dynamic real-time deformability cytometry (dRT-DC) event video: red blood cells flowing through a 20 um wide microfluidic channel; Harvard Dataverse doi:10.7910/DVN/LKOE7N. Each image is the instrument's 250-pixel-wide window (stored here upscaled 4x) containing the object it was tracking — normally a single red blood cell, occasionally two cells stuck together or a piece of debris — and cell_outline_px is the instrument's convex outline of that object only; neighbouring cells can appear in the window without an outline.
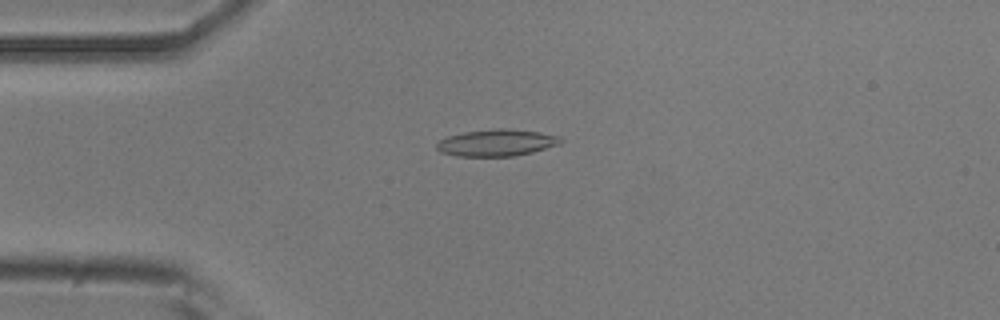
{"species": "common noctule bat (a hibernating species)", "species_latin": "Nyctalus noctula", "temperature_condition": "room temperature", "stored_images_in_passage": 52, "camera_frame_rate_fps": 3000, "um_per_image_px": 0.085, "animal": {"sex": "male", "body_mass_g": 20.5, "forearm_length_mm": 52.5}, "frame": {"image": 1, "passage_image": 13, "time_ms": 4.0, "image_size_px": [1000, 320], "cell_outline_px": [[564, 140], [560, 144], [532, 152], [512, 156], [456, 156], [440, 152], [436, 148], [436, 144], [440, 140], [448, 136], [464, 132], [496, 128], [508, 128], [540, 132], [560, 136]], "centroid_in_image_um": [42.23, 12.12], "position_along_channel_um": 42.8, "area_um2": 19.42}}
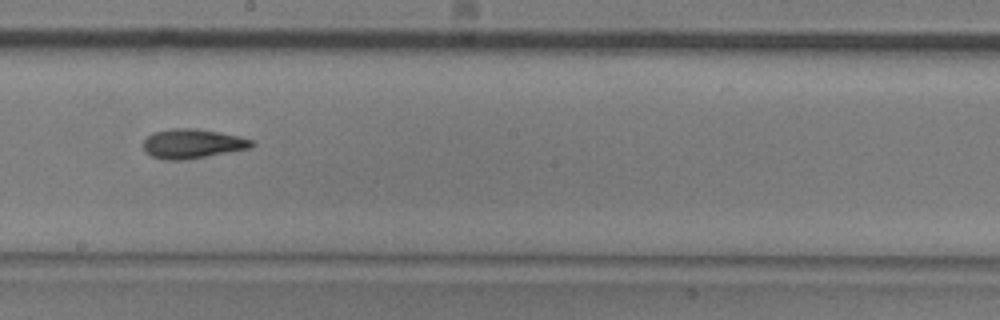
{"frame": {"image": 2, "passage_image": 29, "time_ms": 9.333, "image_size_px": [1000, 320], "cell_outline_px": [[256, 144], [252, 148], [184, 160], [164, 160], [152, 156], [144, 152], [144, 140], [152, 132], [172, 128], [196, 128], [240, 136], [252, 140]], "centroid_in_image_um": [16.36, 12.21], "position_along_channel_um": 231.8, "area_um2": 18.73}}
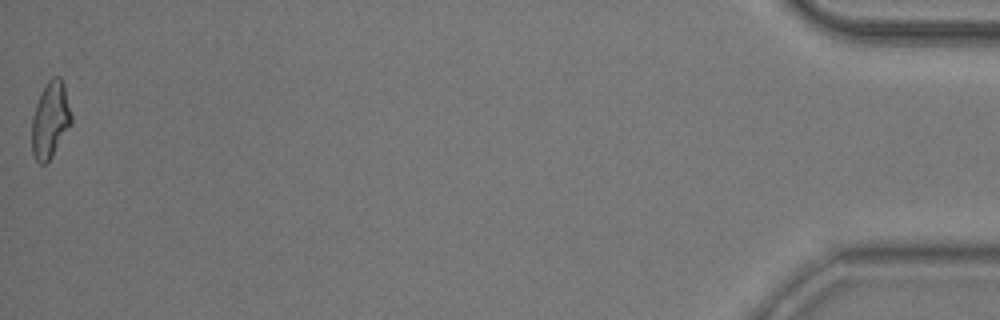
{"frame": {"image": 3, "passage_image": 52, "time_ms": 17.0, "image_size_px": [1000, 320], "cell_outline_px": [[72, 124], [52, 156], [44, 164], [40, 164], [36, 160], [32, 152], [32, 116], [40, 92], [48, 80], [52, 76], [60, 76], [64, 84], [72, 116]], "centroid_in_image_um": [4.28, 10.16], "position_along_channel_um": 430.9, "area_um2": 17.69}, "authors_computed_cell_mechanics": {"area_um2": 18.0625, "velocity_mm_per_s": 3.892, "shape_relaxation_time_tau1_ms": 9.7615, "shape_relaxation_time_tau2_ms": 3.8313, "deformation_change_tau1": 0.2464, "deformation_change_tau2": 0.1315}}